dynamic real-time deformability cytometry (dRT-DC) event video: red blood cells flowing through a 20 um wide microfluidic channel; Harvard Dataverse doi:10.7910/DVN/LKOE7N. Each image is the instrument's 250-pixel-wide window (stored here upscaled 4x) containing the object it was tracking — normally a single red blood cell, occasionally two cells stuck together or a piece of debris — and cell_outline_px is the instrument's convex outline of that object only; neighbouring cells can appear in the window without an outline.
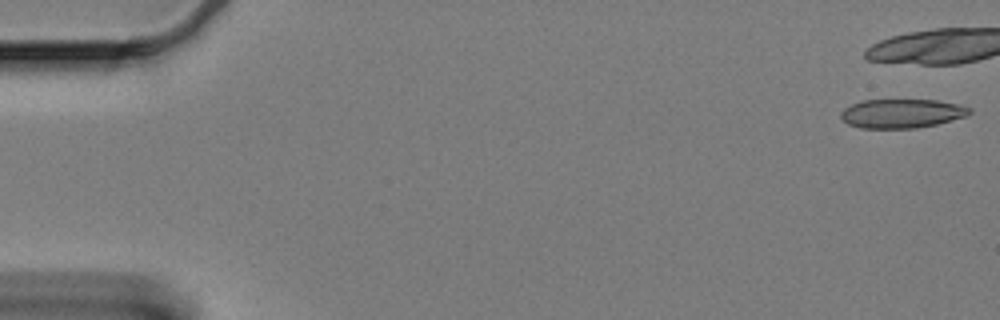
{"species": "Egyptian fruit bat (a non-hibernating species)", "species_latin": "Rousettus aegyptiacus", "temperature_condition": "cold", "stored_images_in_passage": 11, "camera_frame_rate_fps": 3000, "um_per_image_px": 0.085, "animal": {"sex": "female"}, "frame": {"image": 1, "passage_image": 1, "time_ms": 0.0, "image_size_px": [1000, 320], "cell_outline_px": [[972, 112], [964, 116], [936, 124], [916, 128], [860, 128], [848, 124], [840, 116], [840, 112], [844, 108], [860, 100], [936, 100], [956, 104], [972, 108]], "centroid_in_image_um": [76.61, 9.64], "position_along_channel_um": 8.4, "area_um2": 21.62}}